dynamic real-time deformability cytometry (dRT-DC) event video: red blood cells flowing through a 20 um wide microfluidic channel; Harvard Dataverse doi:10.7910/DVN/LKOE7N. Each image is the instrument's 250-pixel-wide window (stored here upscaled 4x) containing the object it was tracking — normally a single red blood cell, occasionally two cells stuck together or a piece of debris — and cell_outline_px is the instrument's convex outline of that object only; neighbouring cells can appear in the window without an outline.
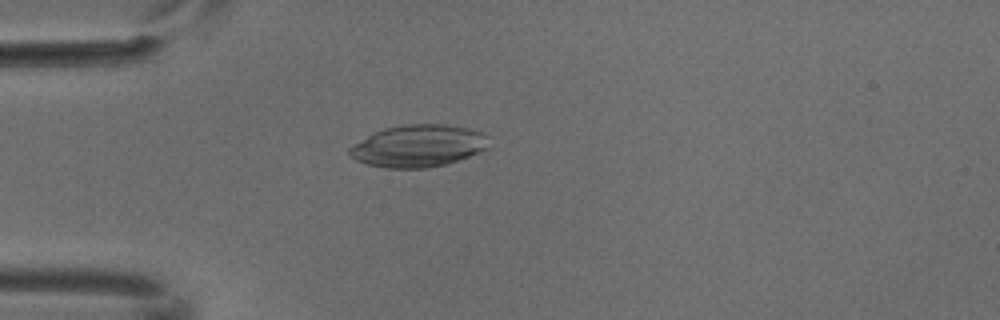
{"species": "common noctule bat (a hibernating species)", "species_latin": "Nyctalus noctula", "temperature_condition": "cold", "stored_images_in_passage": 4, "camera_frame_rate_fps": 3000, "um_per_image_px": 0.085, "animal": {"sex": "male", "body_mass_g": 18.8}, "frame": {"image": 1, "passage_image": 4, "time_ms": 1.0, "image_size_px": [1000, 320], "cell_outline_px": [[488, 148], [480, 152], [444, 164], [428, 168], [384, 168], [368, 164], [356, 160], [348, 152], [348, 148], [368, 136], [384, 128], [404, 124], [448, 124], [468, 128], [484, 132], [488, 136]], "centroid_in_image_um": [35.59, 12.39], "position_along_channel_um": 49.4, "area_um2": 34.1}}